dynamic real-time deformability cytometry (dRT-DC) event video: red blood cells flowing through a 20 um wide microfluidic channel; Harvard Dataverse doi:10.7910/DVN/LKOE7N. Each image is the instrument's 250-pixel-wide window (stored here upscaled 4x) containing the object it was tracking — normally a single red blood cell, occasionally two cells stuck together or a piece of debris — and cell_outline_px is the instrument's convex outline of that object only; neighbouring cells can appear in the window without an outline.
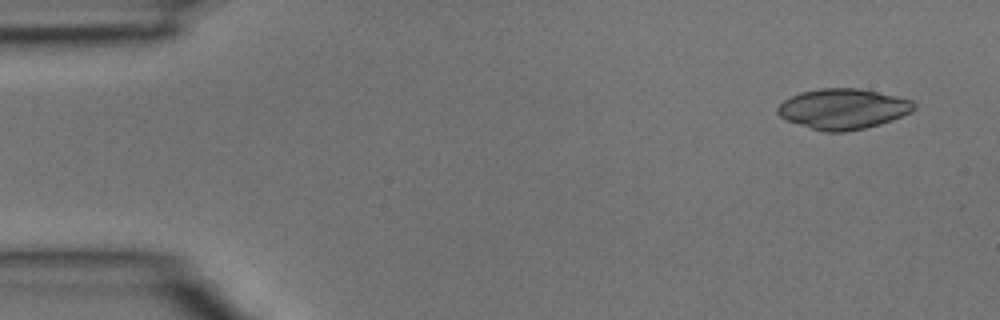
{"species": "common noctule bat (a hibernating species)", "species_latin": "Nyctalus noctula", "temperature_condition": "room temperature", "stored_images_in_passage": 4, "camera_frame_rate_fps": 3000, "um_per_image_px": 0.085, "animal": {"sex": "male", "body_mass_g": 15.6}, "frame": {"image": 1, "passage_image": 1, "time_ms": 0.0, "image_size_px": [1000, 320], "cell_outline_px": [[916, 108], [912, 112], [892, 120], [880, 124], [864, 128], [844, 132], [824, 132], [788, 120], [780, 116], [776, 112], [776, 108], [784, 100], [800, 92], [820, 88], [860, 88], [896, 96], [912, 100], [916, 104]], "centroid_in_image_um": [71.68, 9.25], "position_along_channel_um": 13.3, "area_um2": 32.08}}